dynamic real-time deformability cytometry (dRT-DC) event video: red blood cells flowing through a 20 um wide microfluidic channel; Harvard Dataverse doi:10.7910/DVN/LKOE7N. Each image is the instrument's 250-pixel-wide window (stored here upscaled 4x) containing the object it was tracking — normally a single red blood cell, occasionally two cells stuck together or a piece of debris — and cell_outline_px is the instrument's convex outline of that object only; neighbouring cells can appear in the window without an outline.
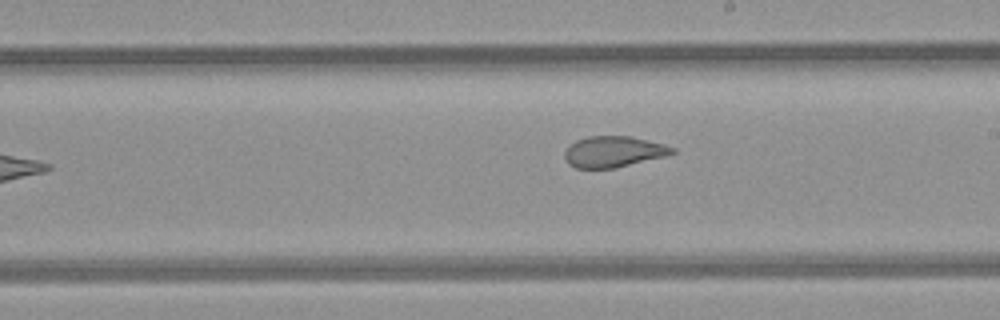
{"species": "common noctule bat (a hibernating species)", "species_latin": "Nyctalus noctula", "temperature_condition": "room temperature", "stored_images_in_passage": 10, "camera_frame_rate_fps": 3000, "um_per_image_px": 0.085, "animal": {"sex": "female", "body_mass_g": 21.9}, "frame": {"image": 1, "passage_image": 9, "time_ms": 9.333, "image_size_px": [1000, 320], "cell_outline_px": [[676, 152], [664, 156], [616, 168], [576, 168], [568, 164], [564, 156], [564, 152], [576, 140], [588, 136], [632, 136], [664, 144], [676, 148]], "centroid_in_image_um": [52.16, 12.89], "position_along_channel_um": 236.8, "area_um2": 19.42}}
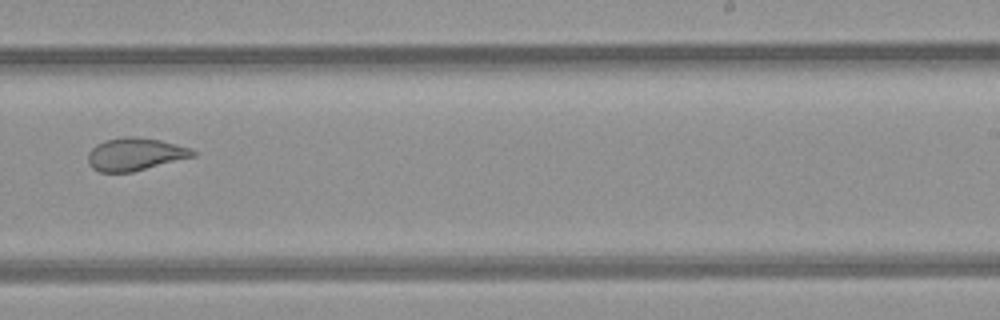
{"frame": {"image": 2, "passage_image": 10, "time_ms": 10.333, "image_size_px": [1000, 320], "cell_outline_px": [[196, 156], [132, 172], [100, 172], [92, 168], [88, 164], [88, 152], [96, 144], [104, 140], [124, 136], [132, 136], [160, 140], [192, 148], [196, 152]], "centroid_in_image_um": [11.48, 13.1], "position_along_channel_um": 277.5, "area_um2": 20.11}}